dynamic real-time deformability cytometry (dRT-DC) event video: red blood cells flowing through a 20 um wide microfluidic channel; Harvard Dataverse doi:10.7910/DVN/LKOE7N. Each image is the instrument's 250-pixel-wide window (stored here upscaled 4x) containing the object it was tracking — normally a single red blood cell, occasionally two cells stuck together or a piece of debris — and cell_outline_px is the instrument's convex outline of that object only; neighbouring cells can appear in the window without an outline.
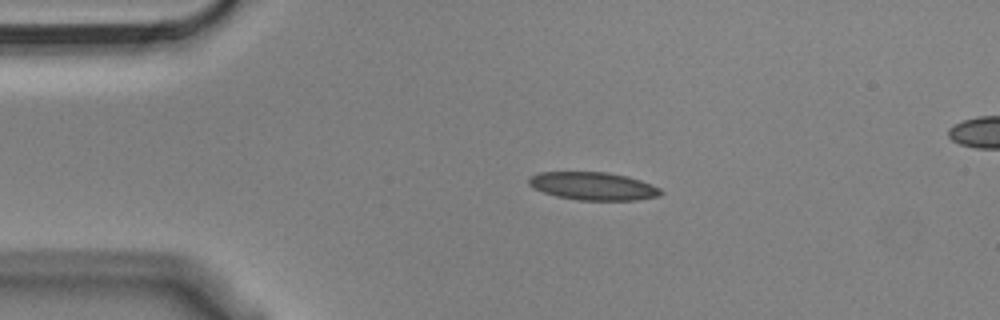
{"species": "Egyptian fruit bat (a non-hibernating species)", "species_latin": "Rousettus aegyptiacus", "temperature_condition": "cold", "stored_images_in_passage": 46, "segment_of_instrument_passage": [1, 2], "camera_frame_rate_fps": 3000, "um_per_image_px": 0.085, "animal": {"sex": "male"}, "frame": {"image": 1, "passage_image": 1, "time_ms": 0.0, "image_size_px": [1000, 320], "cell_outline_px": [[664, 192], [660, 196], [636, 200], [576, 200], [556, 196], [544, 192], [528, 184], [528, 180], [532, 176], [540, 172], [608, 172], [628, 176], [640, 180], [660, 188]], "centroid_in_image_um": [50.46, 15.82], "position_along_channel_um": 34.5, "area_um2": 21.44}}
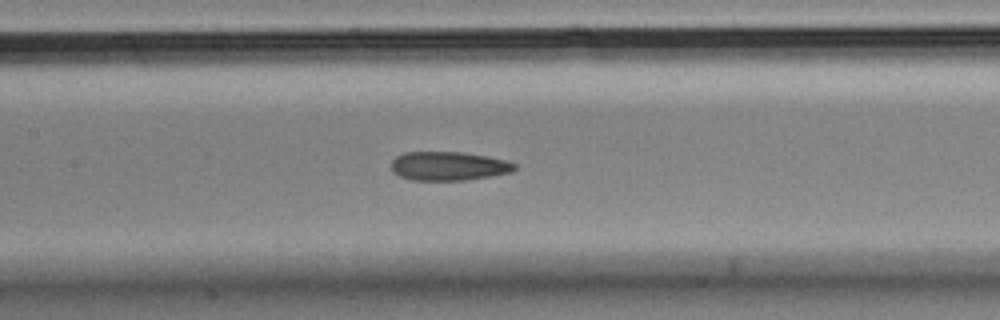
{"frame": {"image": 2, "passage_image": 15, "time_ms": 4.667, "image_size_px": [1000, 320], "cell_outline_px": [[516, 168], [512, 172], [492, 176], [464, 180], [412, 180], [400, 176], [392, 172], [392, 160], [396, 156], [404, 152], [460, 152], [484, 156], [504, 160], [516, 164]], "centroid_in_image_um": [38.1, 14.12], "position_along_channel_um": 169.3, "area_um2": 20.63}}
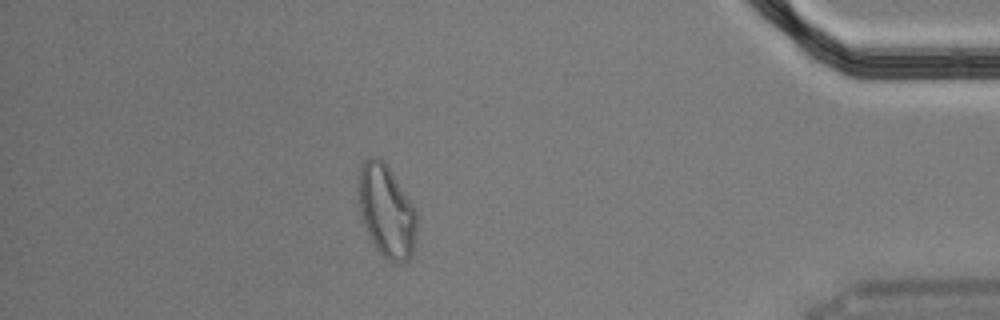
{"frame": {"image": 3, "passage_image": 38, "time_ms": 12.333, "image_size_px": [1000, 320], "cell_outline_px": [[416, 228], [412, 256], [408, 260], [400, 264], [396, 264], [388, 260], [376, 248], [364, 224], [360, 212], [356, 176], [364, 160], [372, 156], [376, 156], [384, 160], [416, 208]], "centroid_in_image_um": [32.84, 17.9], "position_along_channel_um": 402.4, "area_um2": 31.73}}